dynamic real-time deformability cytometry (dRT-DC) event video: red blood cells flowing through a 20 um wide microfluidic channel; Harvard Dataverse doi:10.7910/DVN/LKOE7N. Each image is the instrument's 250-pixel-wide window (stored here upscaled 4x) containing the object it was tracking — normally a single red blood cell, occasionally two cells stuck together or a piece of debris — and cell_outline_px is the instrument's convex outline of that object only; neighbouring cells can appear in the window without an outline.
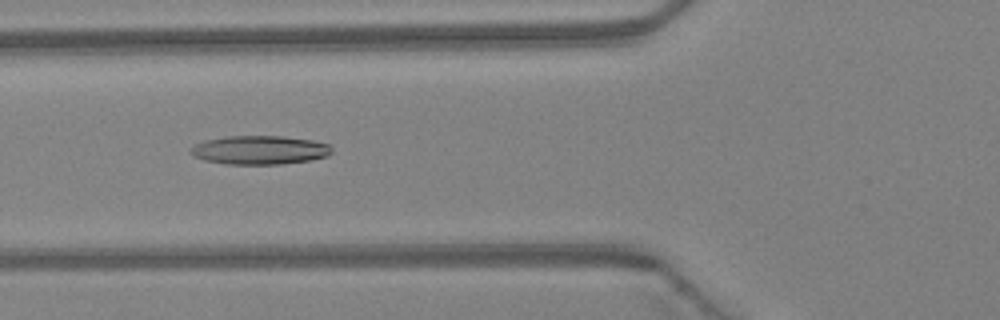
{"species": "Egyptian fruit bat (a non-hibernating species)", "species_latin": "Rousettus aegyptiacus", "temperature_condition": "warm", "stored_images_in_passage": 4, "camera_frame_rate_fps": 3000, "um_per_image_px": 0.085, "animal": {"sex": "female"}, "frame": {"image": 1, "passage_image": 4, "time_ms": 1.0, "image_size_px": [1000, 320], "cell_outline_px": [[332, 152], [328, 156], [312, 160], [280, 164], [224, 164], [204, 160], [192, 156], [188, 152], [188, 148], [204, 140], [228, 136], [284, 136], [312, 140], [328, 144], [332, 148]], "centroid_in_image_um": [22.04, 12.75], "position_along_channel_um": 103.8, "area_um2": 23.93}}